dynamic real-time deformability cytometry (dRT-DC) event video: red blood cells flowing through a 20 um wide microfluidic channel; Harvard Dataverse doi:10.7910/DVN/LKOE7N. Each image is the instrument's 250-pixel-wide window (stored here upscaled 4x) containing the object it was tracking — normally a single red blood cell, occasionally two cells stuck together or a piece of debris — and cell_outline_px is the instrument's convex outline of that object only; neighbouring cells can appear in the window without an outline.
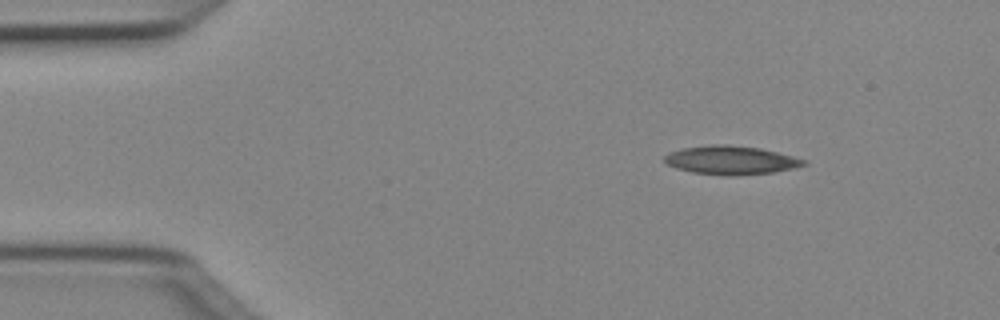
{"species": "Egyptian fruit bat (a non-hibernating species)", "species_latin": "Rousettus aegyptiacus", "temperature_condition": "cold", "stored_images_in_passage": 44, "camera_frame_rate_fps": 3000, "um_per_image_px": 0.085, "animal": {"sex": "female"}, "frame": {"image": 1, "passage_image": 1, "time_ms": 0.0, "image_size_px": [1000, 320], "cell_outline_px": [[808, 164], [792, 168], [772, 172], [736, 176], [728, 176], [692, 172], [676, 168], [668, 164], [664, 160], [664, 156], [668, 152], [680, 148], [712, 144], [728, 144], [760, 148], [808, 160]], "centroid_in_image_um": [62.11, 13.61], "position_along_channel_um": 22.9, "area_um2": 23.35}}
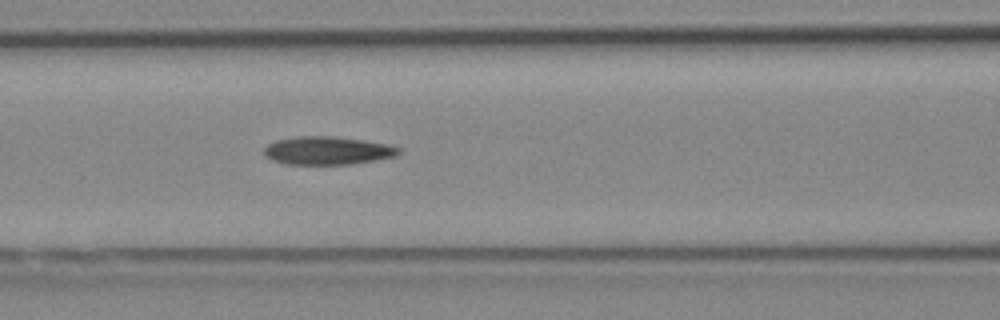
{"frame": {"image": 2, "passage_image": 15, "time_ms": 4.667, "image_size_px": [1000, 320], "cell_outline_px": [[400, 152], [396, 156], [352, 164], [284, 164], [272, 160], [264, 156], [264, 148], [268, 144], [276, 140], [296, 136], [332, 136], [360, 140], [384, 144], [400, 148]], "centroid_in_image_um": [27.77, 12.8], "position_along_channel_um": 138.8, "area_um2": 21.91}}
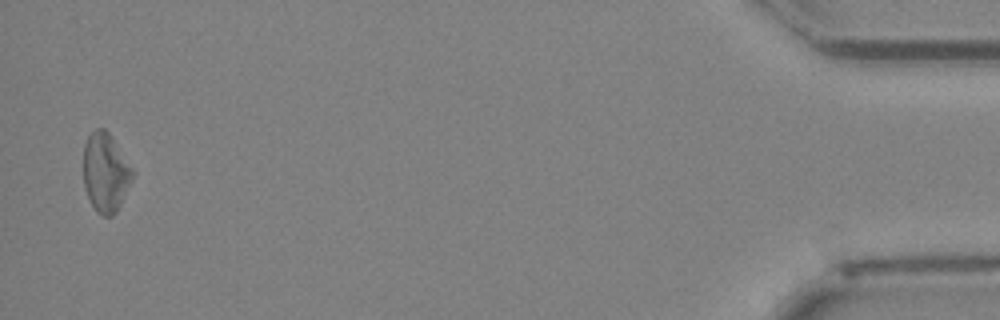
{"frame": {"image": 3, "passage_image": 43, "time_ms": 14.0, "image_size_px": [1000, 320], "cell_outline_px": [[136, 172], [116, 212], [112, 216], [104, 216], [96, 212], [84, 188], [84, 144], [88, 136], [96, 128], [104, 128], [108, 132]], "centroid_in_image_um": [8.98, 14.66], "position_along_channel_um": 426.2, "area_um2": 22.54}, "authors_computed_cell_mechanics": {"area_um2": 22.253, "velocity_mm_per_s": 4.0298, "shape_relaxation_time_tau1_ms": null, "shape_relaxation_time_tau2_ms": 6.2473, "deformation_change_tau1": null, "deformation_change_tau2": 0.194}}